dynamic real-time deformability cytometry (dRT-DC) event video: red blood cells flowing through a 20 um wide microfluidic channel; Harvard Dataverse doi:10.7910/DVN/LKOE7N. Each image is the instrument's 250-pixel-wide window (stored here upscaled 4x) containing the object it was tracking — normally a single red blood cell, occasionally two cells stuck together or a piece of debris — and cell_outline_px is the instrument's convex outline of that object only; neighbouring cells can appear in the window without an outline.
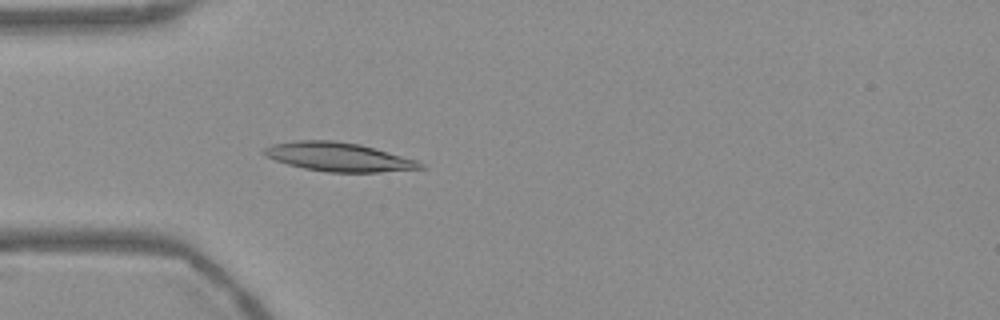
{"species": "Egyptian fruit bat (a non-hibernating species)", "species_latin": "Rousettus aegyptiacus", "temperature_condition": "warm", "stored_images_in_passage": 29, "camera_frame_rate_fps": 3000, "um_per_image_px": 0.085, "frame": {"image": 1, "passage_image": 5, "time_ms": 1.333, "image_size_px": [1000, 320], "cell_outline_px": [[428, 168], [380, 172], [328, 172], [304, 168], [288, 164], [264, 156], [260, 152], [264, 148], [272, 144], [296, 140], [332, 140], [360, 144], [416, 160], [424, 164]], "centroid_in_image_um": [28.76, 13.34], "position_along_channel_um": 56.2, "area_um2": 26.24}}
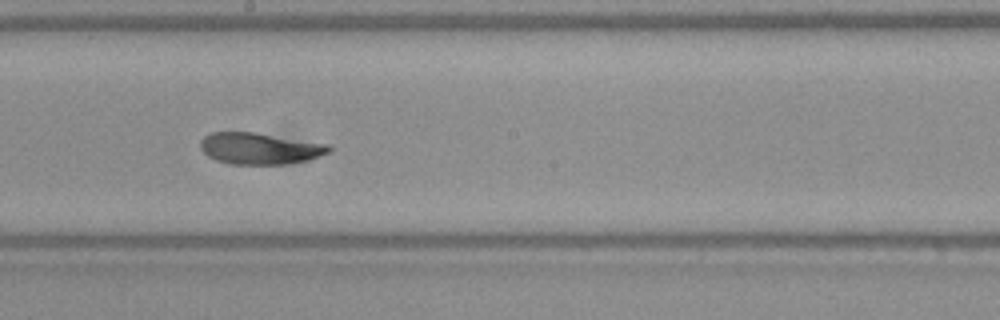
{"frame": {"image": 2, "passage_image": 19, "time_ms": 6.0, "image_size_px": [1000, 320], "cell_outline_px": [[332, 152], [308, 160], [284, 164], [228, 164], [216, 160], [208, 156], [200, 148], [200, 140], [204, 136], [212, 132], [256, 132], [328, 144], [332, 148]], "centroid_in_image_um": [22.09, 12.62], "position_along_channel_um": 226.1, "area_um2": 23.76}}
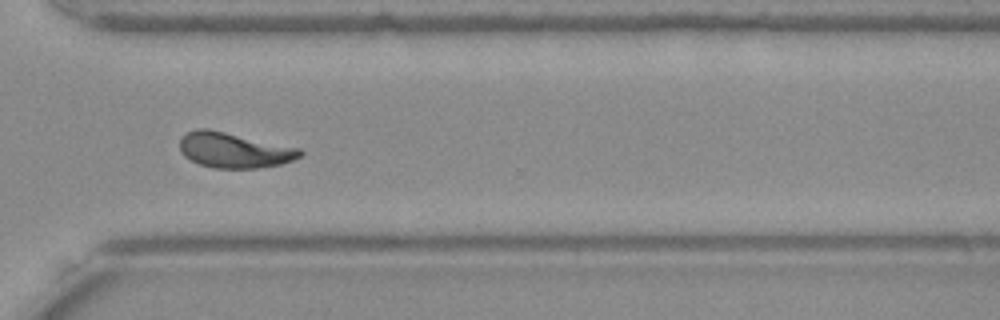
{"frame": {"image": 3, "passage_image": 29, "time_ms": 9.333, "image_size_px": [1000, 320], "cell_outline_px": [[304, 152], [300, 156], [292, 160], [280, 164], [256, 168], [216, 168], [200, 164], [184, 156], [180, 152], [180, 140], [188, 132], [196, 128], [208, 128], [300, 148]], "centroid_in_image_um": [19.89, 12.75], "position_along_channel_um": 350.7, "area_um2": 24.57}}